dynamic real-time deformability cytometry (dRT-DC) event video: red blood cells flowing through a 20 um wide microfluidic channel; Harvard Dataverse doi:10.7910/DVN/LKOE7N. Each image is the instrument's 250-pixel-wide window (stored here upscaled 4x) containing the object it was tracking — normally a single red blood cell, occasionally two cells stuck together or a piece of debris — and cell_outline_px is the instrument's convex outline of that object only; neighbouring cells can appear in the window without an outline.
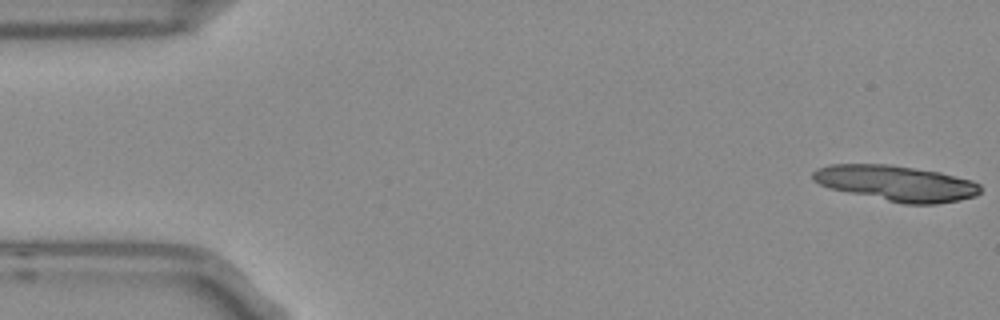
{"species": "Egyptian fruit bat (a non-hibernating species)", "species_latin": "Rousettus aegyptiacus", "temperature_condition": "room temperature", "stored_images_in_passage": 15, "camera_frame_rate_fps": 3000, "um_per_image_px": 0.085, "frame": {"image": 1, "passage_image": 1, "time_ms": 0.0, "image_size_px": [1000, 320], "cell_outline_px": [[980, 192], [976, 196], [960, 200], [936, 204], [904, 204], [828, 188], [812, 180], [812, 172], [816, 168], [828, 164], [888, 164], [940, 172], [972, 180], [980, 184]], "centroid_in_image_um": [76.17, 15.57], "position_along_channel_um": 8.8, "area_um2": 34.85}}